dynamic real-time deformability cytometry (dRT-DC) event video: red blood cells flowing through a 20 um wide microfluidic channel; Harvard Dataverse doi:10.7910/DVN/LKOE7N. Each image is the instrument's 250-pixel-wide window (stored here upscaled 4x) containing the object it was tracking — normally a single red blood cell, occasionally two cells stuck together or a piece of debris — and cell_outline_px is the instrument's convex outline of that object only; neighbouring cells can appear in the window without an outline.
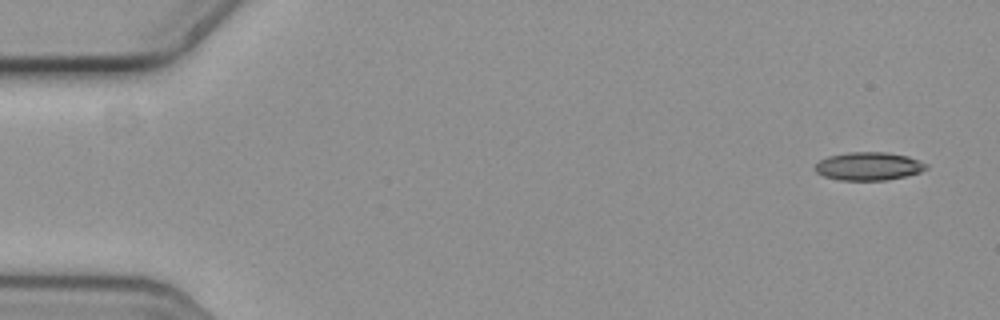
{"species": "common noctule bat (a hibernating species)", "species_latin": "Nyctalus noctula", "temperature_condition": "cold", "stored_images_in_passage": 52, "camera_frame_rate_fps": 3000, "um_per_image_px": 0.085, "animal": {"sex": "female", "body_mass_g": 19.3, "forearm_length_mm": 54.1}, "frame": {"image": 1, "passage_image": 1, "time_ms": 0.0, "image_size_px": [1000, 320], "cell_outline_px": [[928, 168], [920, 172], [904, 176], [884, 180], [840, 180], [824, 176], [816, 172], [816, 164], [820, 160], [828, 156], [848, 152], [888, 152], [908, 156], [928, 164]], "centroid_in_image_um": [73.85, 14.12], "position_along_channel_um": 11.2, "area_um2": 18.15}}
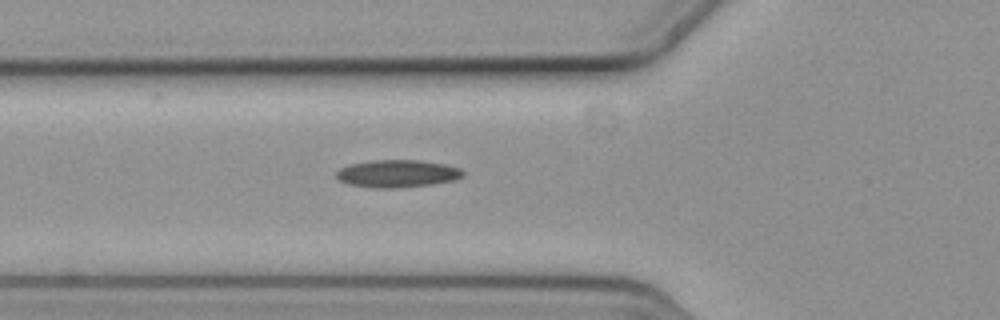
{"frame": {"image": 2, "passage_image": 19, "time_ms": 6.0, "image_size_px": [1000, 320], "cell_outline_px": [[464, 176], [456, 180], [432, 184], [400, 188], [372, 188], [348, 184], [340, 180], [336, 176], [336, 172], [340, 168], [348, 164], [372, 160], [420, 160], [448, 164], [460, 168], [464, 172]], "centroid_in_image_um": [33.8, 14.75], "position_along_channel_um": 92.0, "area_um2": 20.63}}
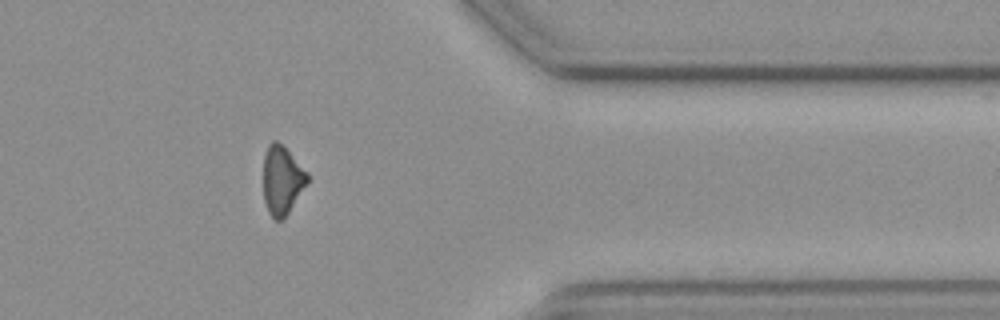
{"frame": {"image": 3, "passage_image": 45, "time_ms": 14.667, "image_size_px": [1000, 320], "cell_outline_px": [[308, 184], [288, 212], [280, 220], [276, 220], [268, 212], [264, 200], [264, 156], [268, 144], [272, 140], [276, 140], [308, 172]], "centroid_in_image_um": [23.98, 15.31], "position_along_channel_um": 387.4, "area_um2": 17.34}}